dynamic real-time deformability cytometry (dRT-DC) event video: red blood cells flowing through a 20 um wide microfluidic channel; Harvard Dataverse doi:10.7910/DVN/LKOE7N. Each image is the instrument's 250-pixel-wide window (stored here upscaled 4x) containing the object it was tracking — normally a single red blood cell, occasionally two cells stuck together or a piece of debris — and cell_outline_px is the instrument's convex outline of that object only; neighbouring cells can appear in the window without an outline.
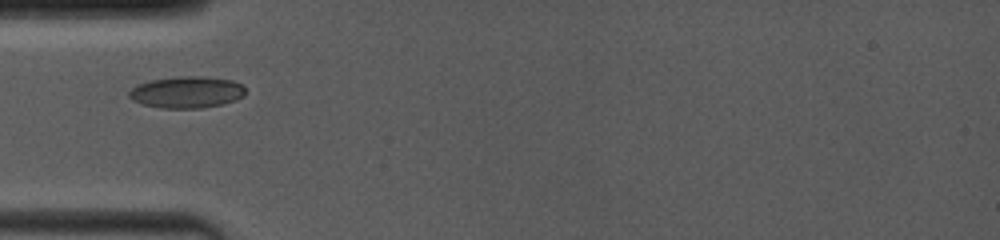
{"species": "common noctule bat (a hibernating species)", "species_latin": "Nyctalus noctula", "temperature_condition": "room temperature", "stored_images_in_passage": 42, "camera_frame_rate_fps": 4000, "um_per_image_px": 0.085, "animal": {"sex": "female", "body_mass_g": 19.0, "forearm_length_mm": 53.3}, "frame": {"image": 1, "passage_image": 1, "time_ms": 0.0, "image_size_px": [1000, 240], "cell_outline_px": [[244, 96], [236, 100], [224, 104], [200, 108], [160, 108], [140, 104], [132, 100], [128, 96], [128, 92], [136, 84], [152, 80], [184, 76], [200, 76], [232, 80], [240, 84], [244, 88]], "centroid_in_image_um": [15.84, 7.85], "position_along_channel_um": 69.2, "area_um2": 21.5}}
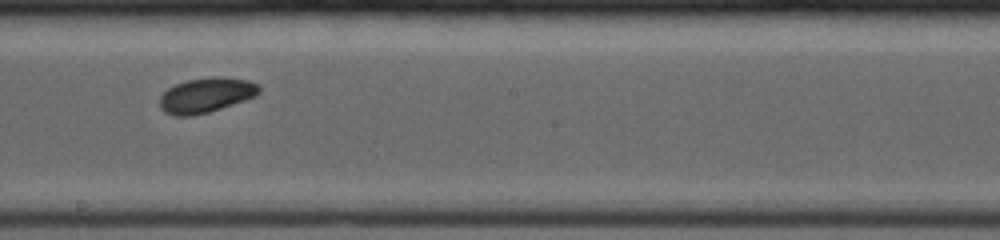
{"frame": {"image": 2, "passage_image": 17, "time_ms": 4.0, "image_size_px": [1000, 240], "cell_outline_px": [[260, 92], [244, 100], [208, 112], [192, 116], [176, 116], [164, 112], [160, 108], [160, 96], [168, 88], [176, 84], [188, 80], [212, 76], [216, 76], [248, 80], [260, 84]], "centroid_in_image_um": [17.5, 8.08], "position_along_channel_um": 230.7, "area_um2": 20.06}}
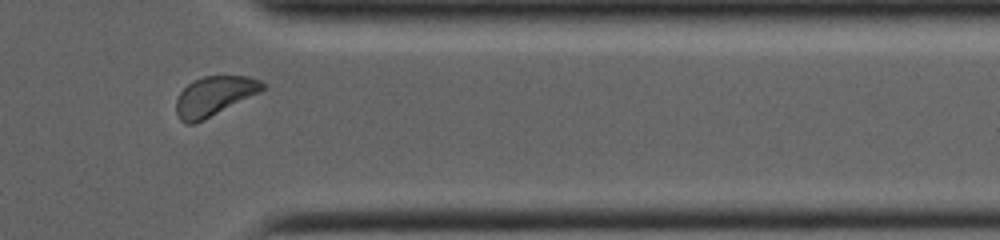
{"frame": {"image": 3, "passage_image": 34, "time_ms": 8.0, "image_size_px": [1000, 240], "cell_outline_px": [[264, 88], [260, 92], [196, 124], [184, 124], [180, 120], [176, 112], [176, 100], [180, 92], [192, 80], [204, 76], [248, 76], [260, 80], [264, 84]], "centroid_in_image_um": [18.18, 8.18], "position_along_channel_um": 393.2, "area_um2": 19.88}}